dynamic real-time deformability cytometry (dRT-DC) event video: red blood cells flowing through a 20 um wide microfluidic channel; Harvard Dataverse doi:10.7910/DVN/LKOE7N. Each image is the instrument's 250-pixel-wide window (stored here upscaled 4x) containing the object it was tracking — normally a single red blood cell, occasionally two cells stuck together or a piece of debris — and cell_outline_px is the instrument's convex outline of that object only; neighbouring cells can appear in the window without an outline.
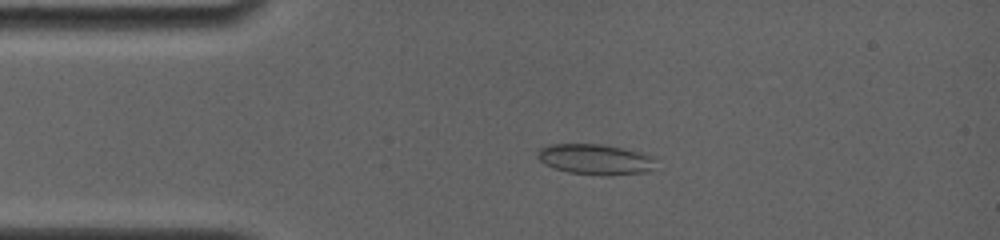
{"species": "common noctule bat (a hibernating species)", "species_latin": "Nyctalus noctula", "temperature_condition": "room temperature", "stored_images_in_passage": 60, "camera_frame_rate_fps": 4000, "um_per_image_px": 0.085, "animal": {"sex": "female", "body_mass_g": 19.0, "forearm_length_mm": 56.7}, "frame": {"image": 1, "passage_image": 9, "time_ms": 2.0, "image_size_px": [1000, 240], "cell_outline_px": [[652, 168], [648, 172], [608, 176], [604, 176], [568, 172], [552, 168], [544, 164], [536, 156], [540, 148], [552, 144], [604, 144], [640, 152], [652, 156]], "centroid_in_image_um": [50.56, 13.55], "position_along_channel_um": 34.4, "area_um2": 21.04}}
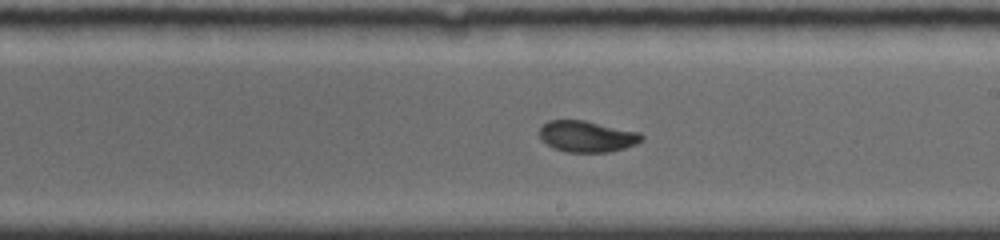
{"frame": {"image": 2, "passage_image": 33, "time_ms": 8.0, "image_size_px": [1000, 240], "cell_outline_px": [[644, 140], [636, 144], [624, 148], [608, 152], [564, 152], [552, 148], [540, 140], [540, 128], [548, 120], [584, 120], [640, 132], [644, 136]], "centroid_in_image_um": [49.89, 11.6], "position_along_channel_um": 239.1, "area_um2": 18.79}}
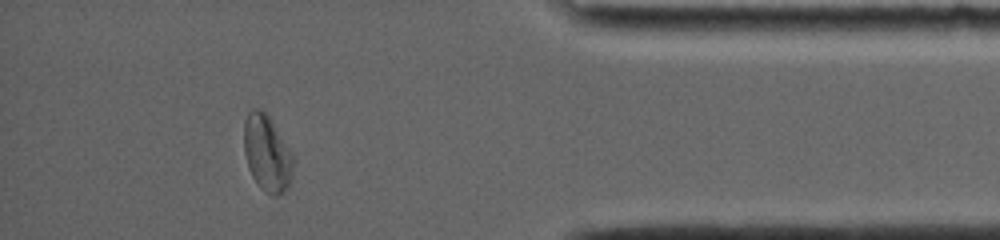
{"frame": {"image": 3, "passage_image": 53, "time_ms": 13.0, "image_size_px": [1000, 240], "cell_outline_px": [[296, 160], [292, 176], [288, 188], [284, 192], [276, 196], [272, 196], [264, 192], [256, 184], [248, 168], [244, 152], [244, 120], [248, 112], [252, 108], [260, 108], [268, 116], [296, 156]], "centroid_in_image_um": [22.73, 13.06], "position_along_channel_um": 412.5, "area_um2": 22.6}, "authors_computed_cell_mechanics": {"area_um2": 19.5075, "velocity_mm_per_s": 3.912, "shape_relaxation_time_tau1_ms": 9.4254, "shape_relaxation_time_tau2_ms": 0.8982, "deformation_change_tau1": 0.2, "deformation_change_tau2": 0.0443}}